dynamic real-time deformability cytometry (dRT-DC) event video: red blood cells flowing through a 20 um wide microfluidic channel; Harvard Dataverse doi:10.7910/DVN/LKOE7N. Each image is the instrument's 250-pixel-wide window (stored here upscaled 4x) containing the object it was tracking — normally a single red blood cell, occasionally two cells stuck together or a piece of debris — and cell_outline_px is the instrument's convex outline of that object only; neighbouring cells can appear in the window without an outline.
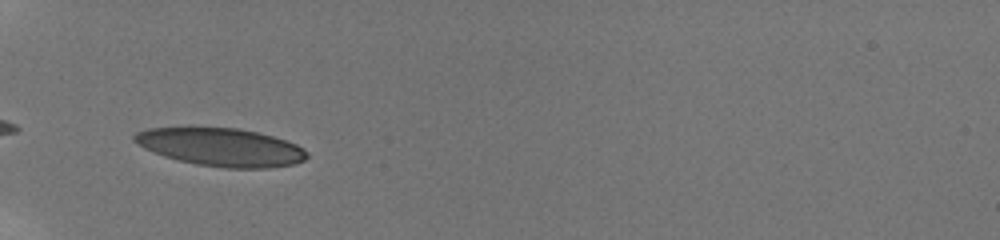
{"species": "human", "species_latin": "Homo sapiens", "temperature_condition": "room temperature", "stored_images_in_passage": 18, "camera_frame_rate_fps": 3000, "um_per_image_px": 0.085, "donor": {"sex": "male"}, "frame": {"image": 1, "passage_image": 1, "time_ms": 0.0, "image_size_px": [1000, 240], "cell_outline_px": [[308, 156], [304, 160], [296, 164], [268, 168], [224, 168], [196, 164], [164, 156], [144, 148], [136, 144], [132, 140], [132, 136], [136, 132], [148, 128], [236, 128], [256, 132], [272, 136], [296, 144], [304, 148], [308, 152]], "centroid_in_image_um": [18.79, 12.51], "position_along_channel_um": 66.2, "area_um2": 38.15}}